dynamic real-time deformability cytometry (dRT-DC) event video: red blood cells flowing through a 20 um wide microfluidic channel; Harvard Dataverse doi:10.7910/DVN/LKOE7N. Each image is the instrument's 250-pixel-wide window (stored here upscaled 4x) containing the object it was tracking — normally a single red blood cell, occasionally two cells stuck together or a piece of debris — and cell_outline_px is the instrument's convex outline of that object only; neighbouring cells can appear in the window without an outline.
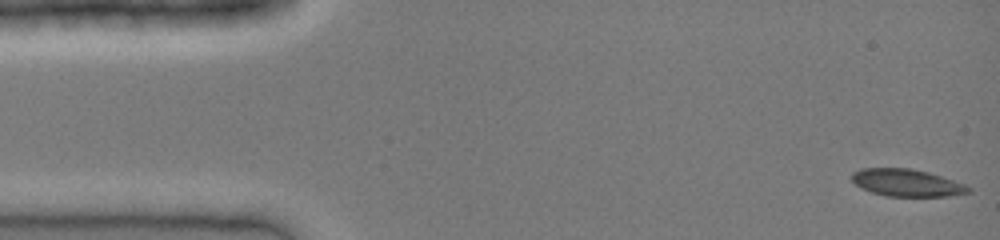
{"species": "common noctule bat (a hibernating species)", "species_latin": "Nyctalus noctula", "temperature_condition": "cold", "stored_images_in_passage": 41, "camera_frame_rate_fps": 3000, "um_per_image_px": 0.085, "animal": {"sex": "female", "body_mass_g": 19.0, "forearm_length_mm": 51.5}, "frame": {"image": 1, "passage_image": 1, "time_ms": 0.0, "image_size_px": [1000, 240], "cell_outline_px": [[972, 192], [948, 196], [888, 196], [872, 192], [860, 188], [852, 180], [852, 172], [860, 168], [908, 168], [928, 172], [964, 184], [972, 188]], "centroid_in_image_um": [77.06, 15.53], "position_along_channel_um": 7.9, "area_um2": 18.44}}
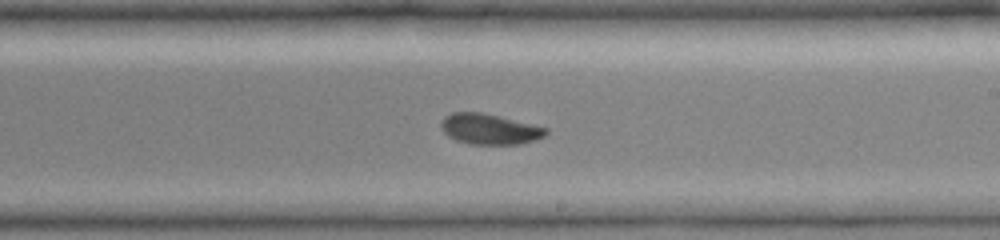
{"frame": {"image": 2, "passage_image": 24, "time_ms": 7.667, "image_size_px": [1000, 240], "cell_outline_px": [[548, 132], [544, 136], [536, 140], [520, 144], [472, 144], [456, 140], [448, 136], [440, 128], [440, 120], [444, 116], [452, 112], [480, 112], [548, 128]], "centroid_in_image_um": [41.57, 10.97], "position_along_channel_um": 247.4, "area_um2": 18.61}}
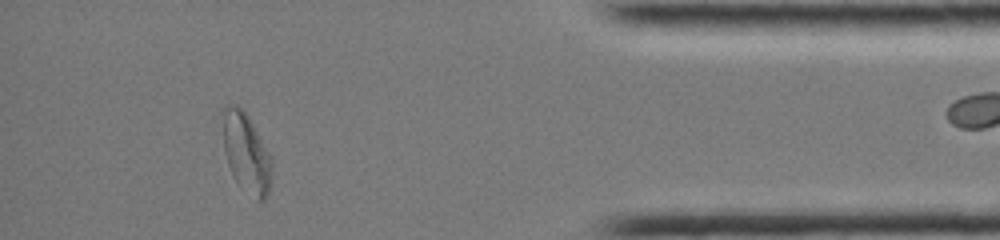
{"frame": {"image": 3, "passage_image": 37, "time_ms": 12.0, "image_size_px": [1000, 240], "cell_outline_px": [[272, 168], [268, 192], [264, 200], [256, 200], [240, 188], [228, 164], [224, 152], [220, 112], [220, 108], [224, 104], [236, 104], [248, 116], [268, 152], [272, 160]], "centroid_in_image_um": [20.87, 12.94], "position_along_channel_um": 414.3, "area_um2": 23.0}}